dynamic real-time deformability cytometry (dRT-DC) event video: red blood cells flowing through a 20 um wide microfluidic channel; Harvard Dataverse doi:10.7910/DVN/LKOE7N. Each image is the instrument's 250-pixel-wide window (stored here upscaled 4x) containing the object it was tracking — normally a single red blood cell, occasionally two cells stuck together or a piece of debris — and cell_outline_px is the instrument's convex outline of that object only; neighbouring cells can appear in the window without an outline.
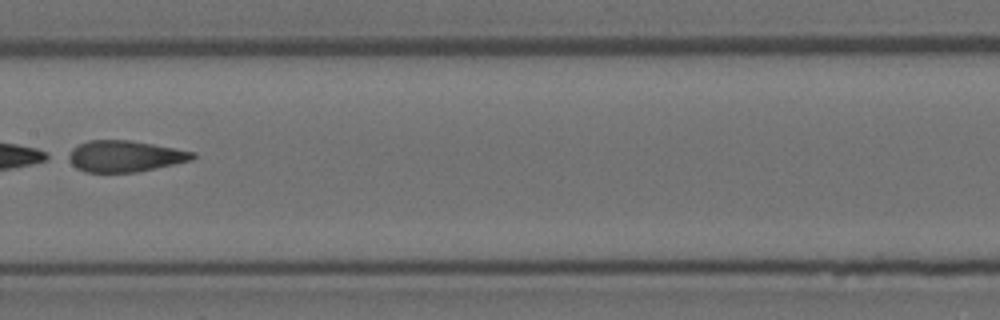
{"species": "Egyptian fruit bat (a non-hibernating species)", "species_latin": "Rousettus aegyptiacus", "temperature_condition": "room temperature", "stored_images_in_passage": 9, "camera_frame_rate_fps": 3000, "um_per_image_px": 0.085, "animal": {"sex": "female"}, "frame": {"image": 1, "passage_image": 7, "time_ms": 2.0, "image_size_px": [1000, 320], "cell_outline_px": [[196, 156], [192, 160], [156, 168], [136, 172], [84, 172], [76, 168], [64, 156], [72, 148], [88, 140], [128, 140], [152, 144], [196, 152]], "centroid_in_image_um": [10.57, 13.28], "position_along_channel_um": 196.8, "area_um2": 22.72}}
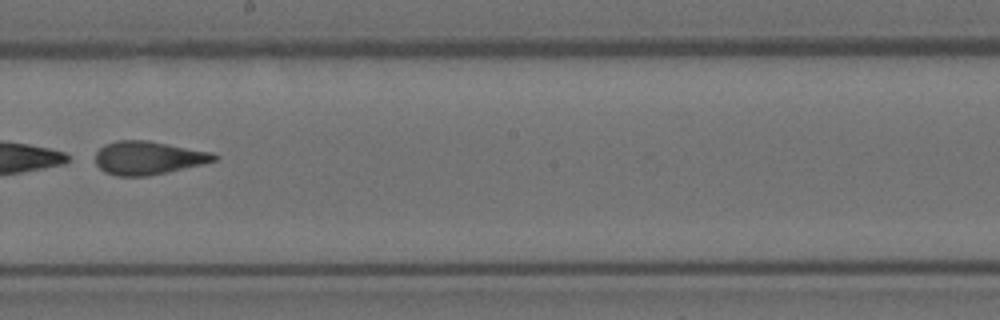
{"frame": {"image": 2, "passage_image": 8, "time_ms": 2.333, "image_size_px": [1000, 320], "cell_outline_px": [[220, 156], [216, 160], [204, 164], [168, 172], [148, 176], [116, 176], [104, 172], [96, 164], [96, 152], [104, 144], [116, 140], [148, 140], [212, 152]], "centroid_in_image_um": [12.6, 13.42], "position_along_channel_um": 235.6, "area_um2": 23.29}}
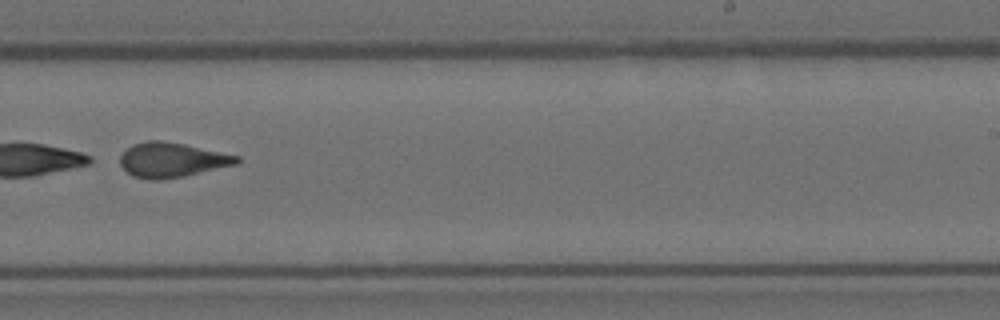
{"frame": {"image": 3, "passage_image": 9, "time_ms": 2.667, "image_size_px": [1000, 320], "cell_outline_px": [[240, 160], [236, 164], [184, 176], [160, 180], [152, 180], [132, 176], [120, 164], [120, 156], [132, 144], [148, 140], [160, 140], [184, 144], [240, 156]], "centroid_in_image_um": [14.59, 13.59], "position_along_channel_um": 274.4, "area_um2": 23.41}}